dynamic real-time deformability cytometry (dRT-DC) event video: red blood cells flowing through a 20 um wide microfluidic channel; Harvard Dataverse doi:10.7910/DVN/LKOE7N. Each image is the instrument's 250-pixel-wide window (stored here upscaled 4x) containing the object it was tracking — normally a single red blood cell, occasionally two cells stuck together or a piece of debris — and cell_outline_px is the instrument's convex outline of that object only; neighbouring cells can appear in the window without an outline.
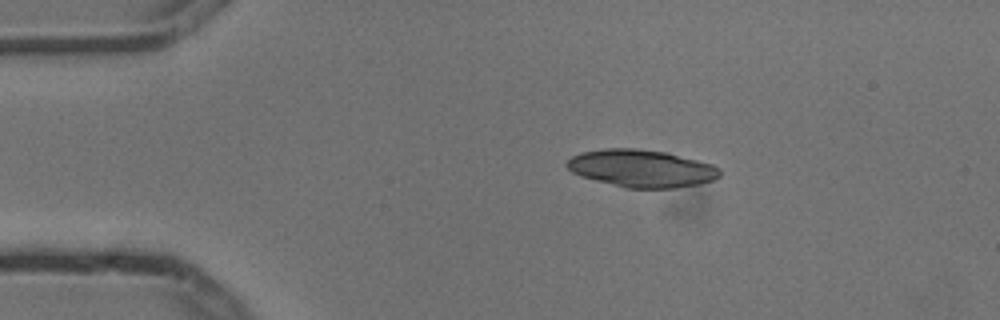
{"species": "common noctule bat (a hibernating species)", "species_latin": "Nyctalus noctula", "temperature_condition": "cold", "stored_images_in_passage": 3, "camera_frame_rate_fps": 3000, "um_per_image_px": 0.085, "animal": {"sex": "male", "body_mass_g": 13.3}, "frame": {"image": 1, "passage_image": 1, "time_ms": 0.0, "image_size_px": [1000, 320], "cell_outline_px": [[720, 176], [712, 180], [696, 184], [676, 188], [624, 188], [596, 180], [572, 172], [564, 164], [572, 156], [580, 152], [604, 148], [636, 148], [668, 152], [712, 164], [720, 168]], "centroid_in_image_um": [54.52, 14.3], "position_along_channel_um": 30.5, "area_um2": 33.41}}